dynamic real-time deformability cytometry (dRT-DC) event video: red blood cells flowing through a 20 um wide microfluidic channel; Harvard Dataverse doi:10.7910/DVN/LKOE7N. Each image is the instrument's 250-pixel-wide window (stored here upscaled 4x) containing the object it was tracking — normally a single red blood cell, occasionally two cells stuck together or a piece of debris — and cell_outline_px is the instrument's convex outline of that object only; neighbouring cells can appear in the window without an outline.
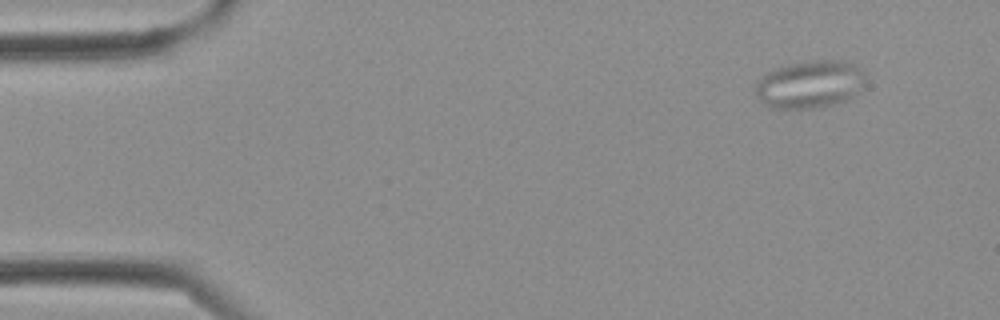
{"species": "Egyptian fruit bat (a non-hibernating species)", "species_latin": "Rousettus aegyptiacus", "temperature_condition": "cold", "stored_images_in_passage": 3, "camera_frame_rate_fps": 3000, "um_per_image_px": 0.085, "frame": {"image": 1, "passage_image": 1, "time_ms": 0.0, "image_size_px": [1000, 320], "cell_outline_px": [[864, 80], [856, 92], [848, 100], [836, 104], [820, 108], [772, 108], [764, 104], [756, 96], [756, 84], [760, 76], [776, 68], [792, 64], [812, 60], [844, 60], [856, 64], [864, 72]], "centroid_in_image_um": [68.83, 7.17], "position_along_channel_um": 16.2, "area_um2": 30.58}}
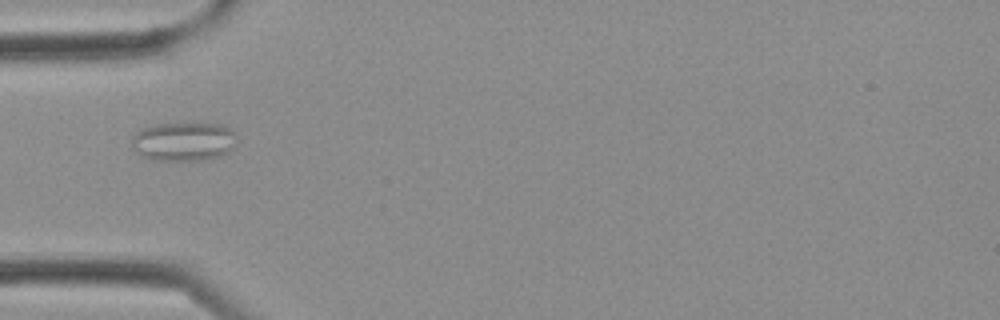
{"frame": {"image": 2, "passage_image": 3, "time_ms": 0.667, "image_size_px": [1000, 320], "cell_outline_px": [[236, 144], [228, 152], [220, 156], [204, 160], [156, 160], [140, 156], [132, 148], [132, 136], [140, 128], [152, 124], [224, 124], [236, 132]], "centroid_in_image_um": [15.6, 12.02], "position_along_channel_um": 69.4, "area_um2": 24.1}}